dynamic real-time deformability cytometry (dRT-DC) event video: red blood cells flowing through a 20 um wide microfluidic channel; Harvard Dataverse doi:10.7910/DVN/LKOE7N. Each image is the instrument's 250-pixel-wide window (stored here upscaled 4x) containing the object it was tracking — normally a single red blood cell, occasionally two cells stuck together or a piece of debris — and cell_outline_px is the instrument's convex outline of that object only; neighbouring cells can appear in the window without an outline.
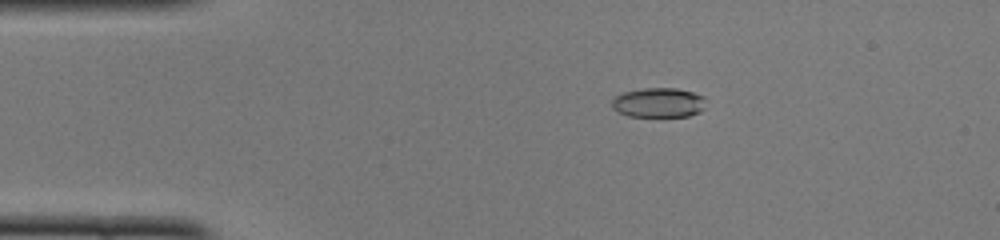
{"species": "common noctule bat (a hibernating species)", "species_latin": "Nyctalus noctula", "temperature_condition": "cold", "stored_images_in_passage": 49, "camera_frame_rate_fps": 3000, "um_per_image_px": 0.085, "animal": {"sex": "female", "body_mass_g": 22.0, "forearm_length_mm": 56.7}, "frame": {"image": 1, "passage_image": 9, "time_ms": 2.667, "image_size_px": [1000, 240], "cell_outline_px": [[704, 108], [700, 112], [688, 116], [628, 116], [612, 108], [612, 100], [616, 96], [624, 92], [644, 88], [676, 88], [692, 92], [704, 96]], "centroid_in_image_um": [55.99, 8.72], "position_along_channel_um": 29.0, "area_um2": 16.13}}
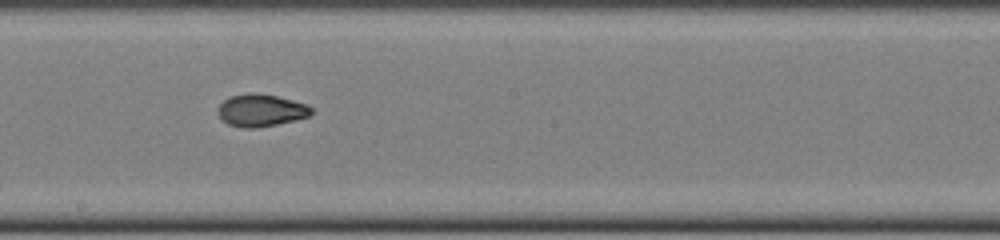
{"frame": {"image": 2, "passage_image": 27, "time_ms": 8.667, "image_size_px": [1000, 240], "cell_outline_px": [[312, 112], [308, 116], [296, 120], [256, 128], [244, 128], [228, 124], [220, 120], [216, 112], [216, 108], [224, 100], [232, 96], [248, 92], [252, 92], [276, 96], [308, 104], [312, 108]], "centroid_in_image_um": [22.14, 9.38], "position_along_channel_um": 226.1, "area_um2": 17.74}}
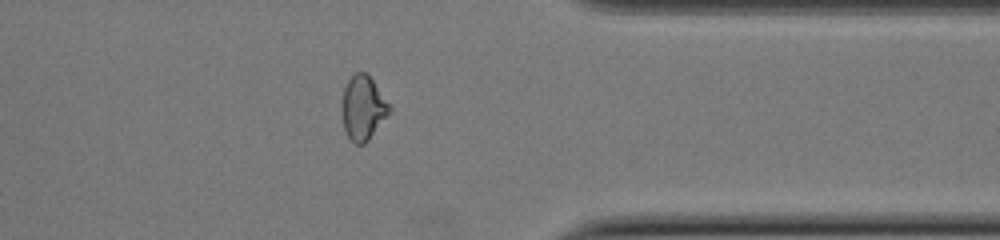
{"frame": {"image": 3, "passage_image": 39, "time_ms": 12.667, "image_size_px": [1000, 240], "cell_outline_px": [[392, 112], [368, 140], [364, 144], [356, 144], [348, 136], [344, 128], [340, 108], [344, 88], [348, 80], [356, 72], [364, 72], [372, 80], [392, 108]], "centroid_in_image_um": [30.85, 9.19], "position_along_channel_um": 380.5, "area_um2": 17.8}, "authors_computed_cell_mechanics": {"area_um2": 17.2822, "velocity_mm_per_s": 4.1125, "shape_relaxation_time_tau1_ms": null, "shape_relaxation_time_tau2_ms": 1.3906, "deformation_change_tau1": null, "deformation_change_tau2": 0.0579}}